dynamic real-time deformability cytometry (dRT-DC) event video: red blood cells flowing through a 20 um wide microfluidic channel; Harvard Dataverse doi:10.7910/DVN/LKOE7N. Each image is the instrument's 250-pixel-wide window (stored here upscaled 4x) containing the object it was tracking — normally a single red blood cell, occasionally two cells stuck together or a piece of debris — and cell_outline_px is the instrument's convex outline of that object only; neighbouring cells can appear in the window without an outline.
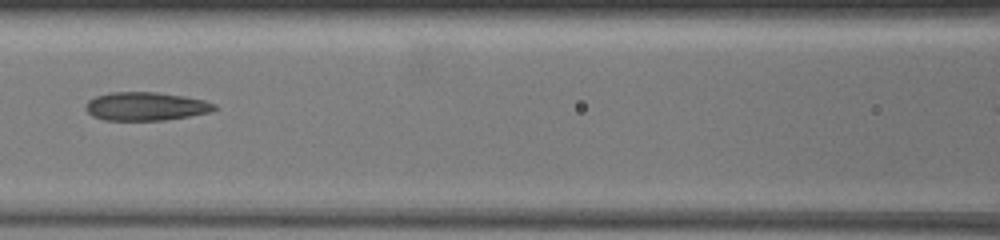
{"species": "common noctule bat (a hibernating species)", "species_latin": "Nyctalus noctula", "temperature_condition": "warm", "stored_images_in_passage": 11, "camera_frame_rate_fps": 3000, "um_per_image_px": 0.085, "animal": {"sex": "female", "body_mass_g": 19.5, "forearm_length_mm": 54.1}, "frame": {"image": 1, "passage_image": 11, "time_ms": 6.333, "image_size_px": [1000, 240], "cell_outline_px": [[216, 108], [208, 112], [188, 116], [164, 120], [104, 120], [92, 116], [84, 108], [84, 104], [88, 100], [96, 96], [108, 92], [156, 92], [184, 96], [204, 100], [216, 104]], "centroid_in_image_um": [12.33, 9.03], "position_along_channel_um": 154.3, "area_um2": 21.33}}